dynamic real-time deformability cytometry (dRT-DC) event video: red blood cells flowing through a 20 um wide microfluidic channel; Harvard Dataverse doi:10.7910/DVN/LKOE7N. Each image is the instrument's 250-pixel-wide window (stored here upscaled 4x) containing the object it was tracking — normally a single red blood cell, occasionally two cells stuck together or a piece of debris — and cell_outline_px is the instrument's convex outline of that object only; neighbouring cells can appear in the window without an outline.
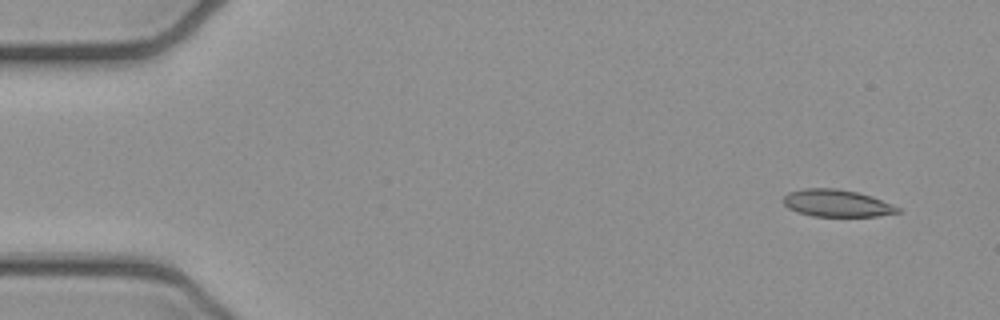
{"species": "common noctule bat (a hibernating species)", "species_latin": "Nyctalus noctula", "temperature_condition": "cold", "stored_images_in_passage": 4, "camera_frame_rate_fps": 3000, "um_per_image_px": 0.085, "animal": {"sex": "female", "body_mass_g": 21.9}, "frame": {"image": 1, "passage_image": 1, "time_ms": 0.0, "image_size_px": [1000, 320], "cell_outline_px": [[900, 212], [876, 216], [812, 216], [796, 212], [788, 208], [780, 200], [788, 192], [804, 188], [836, 188], [856, 192], [872, 196], [900, 208]], "centroid_in_image_um": [71.06, 17.27], "position_along_channel_um": 13.9, "area_um2": 18.15}}